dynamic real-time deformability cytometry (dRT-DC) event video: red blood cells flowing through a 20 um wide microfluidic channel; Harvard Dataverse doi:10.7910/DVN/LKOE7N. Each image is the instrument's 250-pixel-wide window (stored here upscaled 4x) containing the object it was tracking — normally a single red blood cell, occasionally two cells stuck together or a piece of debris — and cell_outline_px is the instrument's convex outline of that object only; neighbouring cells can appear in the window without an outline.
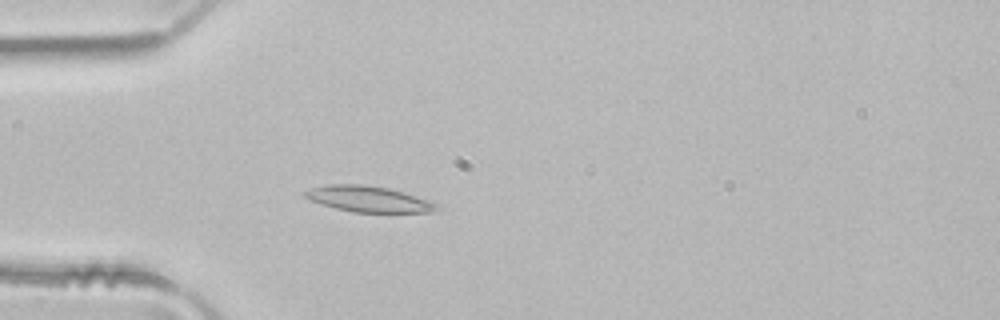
{"species": "common noctule bat (a hibernating species)", "species_latin": "Nyctalus noctula", "temperature_condition": "room temperature", "stored_images_in_passage": 2, "camera_frame_rate_fps": 3000, "um_per_image_px": 0.085, "animal": {"sex": "male", "body_mass_g": 21.5, "forearm_length_mm": 52.0}, "frame": {"image": 1, "passage_image": 2, "time_ms": 0.333, "image_size_px": [1000, 320], "cell_outline_px": [[440, 208], [436, 212], [356, 212], [336, 208], [312, 200], [304, 196], [304, 192], [312, 188], [328, 184], [360, 184], [388, 188], [436, 204]], "centroid_in_image_um": [31.3, 16.92], "position_along_channel_um": 53.7, "area_um2": 19.19}}